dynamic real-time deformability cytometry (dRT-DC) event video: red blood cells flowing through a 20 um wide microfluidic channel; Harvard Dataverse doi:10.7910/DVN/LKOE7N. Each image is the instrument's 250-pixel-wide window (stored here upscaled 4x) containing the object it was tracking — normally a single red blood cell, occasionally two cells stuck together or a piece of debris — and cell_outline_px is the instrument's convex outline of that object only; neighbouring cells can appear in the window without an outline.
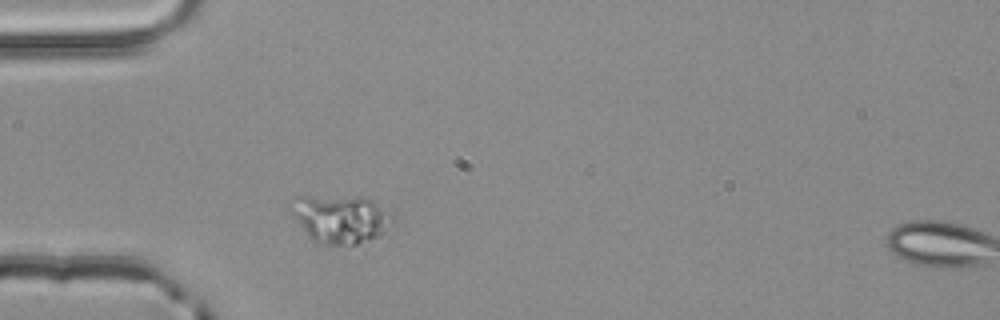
{"species": "common noctule bat (a hibernating species)", "species_latin": "Nyctalus noctula", "temperature_condition": "room temperature", "stored_images_in_passage": 2, "segment_of_instrument_passage": [1, 2], "camera_frame_rate_fps": 3000, "um_per_image_px": 0.085, "animal": {"sex": "male", "body_mass_g": 20.4}, "frame": {"image": 1, "passage_image": 1, "time_ms": 0.0, "image_size_px": [1000, 320], "cell_outline_px": [[392, 216], [384, 232], [380, 236], [356, 244], [324, 244], [308, 236], [292, 216], [288, 208], [288, 204], [296, 196], [364, 196], [372, 200], [392, 212]], "centroid_in_image_um": [28.9, 18.56], "position_along_channel_um": 56.1, "area_um2": 28.67}}